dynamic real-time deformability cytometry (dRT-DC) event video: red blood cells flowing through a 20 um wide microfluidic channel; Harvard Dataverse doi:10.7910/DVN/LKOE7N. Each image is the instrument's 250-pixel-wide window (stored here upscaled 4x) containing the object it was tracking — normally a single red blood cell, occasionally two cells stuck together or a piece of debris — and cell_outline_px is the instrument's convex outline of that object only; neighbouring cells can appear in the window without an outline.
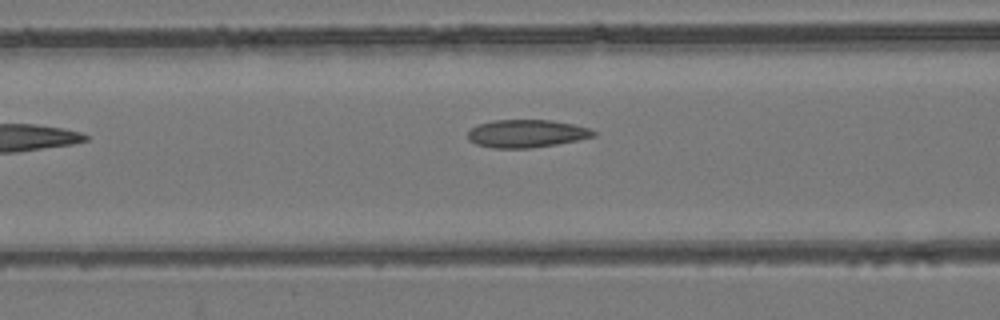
{"species": "common noctule bat (a hibernating species)", "species_latin": "Nyctalus noctula", "temperature_condition": "room temperature", "stored_images_in_passage": 5, "camera_frame_rate_fps": 3000, "um_per_image_px": 0.085, "animal": {"sex": "female", "body_mass_g": 24.6, "forearm_length_mm": 56.2}, "frame": {"image": 1, "passage_image": 5, "time_ms": 4.667, "image_size_px": [1000, 320], "cell_outline_px": [[596, 136], [556, 144], [532, 148], [492, 148], [476, 144], [468, 140], [468, 132], [472, 128], [480, 124], [492, 120], [552, 120], [572, 124], [588, 128], [596, 132]], "centroid_in_image_um": [44.74, 11.35], "position_along_channel_um": 121.9, "area_um2": 20.29}}